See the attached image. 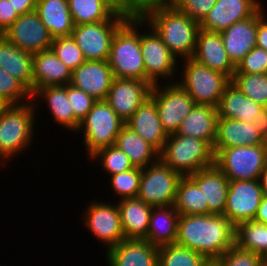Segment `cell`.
I'll return each instance as SVG.
<instances>
[{
    "mask_svg": "<svg viewBox=\"0 0 267 266\" xmlns=\"http://www.w3.org/2000/svg\"><path fill=\"white\" fill-rule=\"evenodd\" d=\"M125 124L151 144L158 152L168 138L159 118L155 100L148 97Z\"/></svg>",
    "mask_w": 267,
    "mask_h": 266,
    "instance_id": "d4e9b609",
    "label": "cell"
},
{
    "mask_svg": "<svg viewBox=\"0 0 267 266\" xmlns=\"http://www.w3.org/2000/svg\"><path fill=\"white\" fill-rule=\"evenodd\" d=\"M217 0H171L180 12L187 14L199 24L207 16Z\"/></svg>",
    "mask_w": 267,
    "mask_h": 266,
    "instance_id": "f6af8a7d",
    "label": "cell"
},
{
    "mask_svg": "<svg viewBox=\"0 0 267 266\" xmlns=\"http://www.w3.org/2000/svg\"><path fill=\"white\" fill-rule=\"evenodd\" d=\"M125 6L137 17L141 18L148 11L166 5L171 0H124Z\"/></svg>",
    "mask_w": 267,
    "mask_h": 266,
    "instance_id": "7dc6e473",
    "label": "cell"
},
{
    "mask_svg": "<svg viewBox=\"0 0 267 266\" xmlns=\"http://www.w3.org/2000/svg\"><path fill=\"white\" fill-rule=\"evenodd\" d=\"M72 71L50 49L33 54V93L45 86L68 85Z\"/></svg>",
    "mask_w": 267,
    "mask_h": 266,
    "instance_id": "484cf974",
    "label": "cell"
},
{
    "mask_svg": "<svg viewBox=\"0 0 267 266\" xmlns=\"http://www.w3.org/2000/svg\"><path fill=\"white\" fill-rule=\"evenodd\" d=\"M214 164L230 181L259 180L267 164V145L237 146L219 150Z\"/></svg>",
    "mask_w": 267,
    "mask_h": 266,
    "instance_id": "9c48e42d",
    "label": "cell"
},
{
    "mask_svg": "<svg viewBox=\"0 0 267 266\" xmlns=\"http://www.w3.org/2000/svg\"><path fill=\"white\" fill-rule=\"evenodd\" d=\"M126 21H101L76 25L71 33L87 61H108L116 31Z\"/></svg>",
    "mask_w": 267,
    "mask_h": 266,
    "instance_id": "4fadbf2b",
    "label": "cell"
},
{
    "mask_svg": "<svg viewBox=\"0 0 267 266\" xmlns=\"http://www.w3.org/2000/svg\"><path fill=\"white\" fill-rule=\"evenodd\" d=\"M203 191L208 214L224 215L230 180L214 164L189 176Z\"/></svg>",
    "mask_w": 267,
    "mask_h": 266,
    "instance_id": "603a6c76",
    "label": "cell"
},
{
    "mask_svg": "<svg viewBox=\"0 0 267 266\" xmlns=\"http://www.w3.org/2000/svg\"><path fill=\"white\" fill-rule=\"evenodd\" d=\"M115 15L127 20L137 18L126 6L124 0H101Z\"/></svg>",
    "mask_w": 267,
    "mask_h": 266,
    "instance_id": "f907efd6",
    "label": "cell"
},
{
    "mask_svg": "<svg viewBox=\"0 0 267 266\" xmlns=\"http://www.w3.org/2000/svg\"><path fill=\"white\" fill-rule=\"evenodd\" d=\"M0 67L19 80L33 94V54L0 35Z\"/></svg>",
    "mask_w": 267,
    "mask_h": 266,
    "instance_id": "4316f807",
    "label": "cell"
},
{
    "mask_svg": "<svg viewBox=\"0 0 267 266\" xmlns=\"http://www.w3.org/2000/svg\"><path fill=\"white\" fill-rule=\"evenodd\" d=\"M67 97L73 109L74 116L81 122L92 109L94 103L97 101L92 96L88 95L82 90L73 87L71 84L67 85Z\"/></svg>",
    "mask_w": 267,
    "mask_h": 266,
    "instance_id": "bcb514c9",
    "label": "cell"
},
{
    "mask_svg": "<svg viewBox=\"0 0 267 266\" xmlns=\"http://www.w3.org/2000/svg\"><path fill=\"white\" fill-rule=\"evenodd\" d=\"M14 10L19 15L27 14L36 10L37 0H9Z\"/></svg>",
    "mask_w": 267,
    "mask_h": 266,
    "instance_id": "816d5d0a",
    "label": "cell"
},
{
    "mask_svg": "<svg viewBox=\"0 0 267 266\" xmlns=\"http://www.w3.org/2000/svg\"><path fill=\"white\" fill-rule=\"evenodd\" d=\"M140 48L147 82L152 85L161 84L162 81V83L177 82L174 76L177 74L176 72L179 71L178 73H180L181 71L177 65L179 60L142 18H140ZM162 78L163 80L161 81Z\"/></svg>",
    "mask_w": 267,
    "mask_h": 266,
    "instance_id": "ba28073f",
    "label": "cell"
},
{
    "mask_svg": "<svg viewBox=\"0 0 267 266\" xmlns=\"http://www.w3.org/2000/svg\"><path fill=\"white\" fill-rule=\"evenodd\" d=\"M231 82L248 98L267 107V73H234Z\"/></svg>",
    "mask_w": 267,
    "mask_h": 266,
    "instance_id": "74e56055",
    "label": "cell"
},
{
    "mask_svg": "<svg viewBox=\"0 0 267 266\" xmlns=\"http://www.w3.org/2000/svg\"><path fill=\"white\" fill-rule=\"evenodd\" d=\"M203 255L177 243L158 247V266H210Z\"/></svg>",
    "mask_w": 267,
    "mask_h": 266,
    "instance_id": "8d00e7d4",
    "label": "cell"
},
{
    "mask_svg": "<svg viewBox=\"0 0 267 266\" xmlns=\"http://www.w3.org/2000/svg\"><path fill=\"white\" fill-rule=\"evenodd\" d=\"M50 49L72 72L86 61L72 36L53 38Z\"/></svg>",
    "mask_w": 267,
    "mask_h": 266,
    "instance_id": "60d3db41",
    "label": "cell"
},
{
    "mask_svg": "<svg viewBox=\"0 0 267 266\" xmlns=\"http://www.w3.org/2000/svg\"><path fill=\"white\" fill-rule=\"evenodd\" d=\"M105 254L108 266H158V247L145 239H124Z\"/></svg>",
    "mask_w": 267,
    "mask_h": 266,
    "instance_id": "7402d4cb",
    "label": "cell"
},
{
    "mask_svg": "<svg viewBox=\"0 0 267 266\" xmlns=\"http://www.w3.org/2000/svg\"><path fill=\"white\" fill-rule=\"evenodd\" d=\"M117 206L125 239H145L153 207L138 197L121 199Z\"/></svg>",
    "mask_w": 267,
    "mask_h": 266,
    "instance_id": "f1b7e54d",
    "label": "cell"
},
{
    "mask_svg": "<svg viewBox=\"0 0 267 266\" xmlns=\"http://www.w3.org/2000/svg\"><path fill=\"white\" fill-rule=\"evenodd\" d=\"M20 15L14 10L11 1L0 0V35L3 34Z\"/></svg>",
    "mask_w": 267,
    "mask_h": 266,
    "instance_id": "c3c4849f",
    "label": "cell"
},
{
    "mask_svg": "<svg viewBox=\"0 0 267 266\" xmlns=\"http://www.w3.org/2000/svg\"><path fill=\"white\" fill-rule=\"evenodd\" d=\"M192 58L198 63L222 73L230 80L234 76L236 66L232 63L225 50L220 33L199 29Z\"/></svg>",
    "mask_w": 267,
    "mask_h": 266,
    "instance_id": "ac0fdd59",
    "label": "cell"
},
{
    "mask_svg": "<svg viewBox=\"0 0 267 266\" xmlns=\"http://www.w3.org/2000/svg\"><path fill=\"white\" fill-rule=\"evenodd\" d=\"M263 108L230 82L220 99L217 112L218 118H229L249 123L257 118Z\"/></svg>",
    "mask_w": 267,
    "mask_h": 266,
    "instance_id": "4dcf8cb0",
    "label": "cell"
},
{
    "mask_svg": "<svg viewBox=\"0 0 267 266\" xmlns=\"http://www.w3.org/2000/svg\"><path fill=\"white\" fill-rule=\"evenodd\" d=\"M176 243L213 262L235 245V225L225 215H180Z\"/></svg>",
    "mask_w": 267,
    "mask_h": 266,
    "instance_id": "6da1fadb",
    "label": "cell"
},
{
    "mask_svg": "<svg viewBox=\"0 0 267 266\" xmlns=\"http://www.w3.org/2000/svg\"><path fill=\"white\" fill-rule=\"evenodd\" d=\"M114 79L108 61H85L72 72L71 85L92 96L105 100Z\"/></svg>",
    "mask_w": 267,
    "mask_h": 266,
    "instance_id": "d6986e66",
    "label": "cell"
},
{
    "mask_svg": "<svg viewBox=\"0 0 267 266\" xmlns=\"http://www.w3.org/2000/svg\"><path fill=\"white\" fill-rule=\"evenodd\" d=\"M235 245L261 256L267 250V225L254 220L237 224Z\"/></svg>",
    "mask_w": 267,
    "mask_h": 266,
    "instance_id": "d590c367",
    "label": "cell"
},
{
    "mask_svg": "<svg viewBox=\"0 0 267 266\" xmlns=\"http://www.w3.org/2000/svg\"><path fill=\"white\" fill-rule=\"evenodd\" d=\"M179 217L174 205L153 207L145 240L157 247L175 244Z\"/></svg>",
    "mask_w": 267,
    "mask_h": 266,
    "instance_id": "f546056e",
    "label": "cell"
},
{
    "mask_svg": "<svg viewBox=\"0 0 267 266\" xmlns=\"http://www.w3.org/2000/svg\"><path fill=\"white\" fill-rule=\"evenodd\" d=\"M267 145V140L254 127L253 122H243L229 118H218L214 155L222 149L237 146Z\"/></svg>",
    "mask_w": 267,
    "mask_h": 266,
    "instance_id": "44dd1931",
    "label": "cell"
},
{
    "mask_svg": "<svg viewBox=\"0 0 267 266\" xmlns=\"http://www.w3.org/2000/svg\"><path fill=\"white\" fill-rule=\"evenodd\" d=\"M32 101L21 105H9L0 115V164L7 165L24 151H28L35 139V119L38 117ZM9 161V162H8Z\"/></svg>",
    "mask_w": 267,
    "mask_h": 266,
    "instance_id": "3957f363",
    "label": "cell"
},
{
    "mask_svg": "<svg viewBox=\"0 0 267 266\" xmlns=\"http://www.w3.org/2000/svg\"><path fill=\"white\" fill-rule=\"evenodd\" d=\"M36 110L40 106V101L46 103L52 119L65 130L77 133L80 121L74 116L70 101L67 97V85L45 86L37 89L31 95Z\"/></svg>",
    "mask_w": 267,
    "mask_h": 266,
    "instance_id": "ffe728a7",
    "label": "cell"
},
{
    "mask_svg": "<svg viewBox=\"0 0 267 266\" xmlns=\"http://www.w3.org/2000/svg\"><path fill=\"white\" fill-rule=\"evenodd\" d=\"M159 159L181 176H190L214 165L213 148L202 139L169 134Z\"/></svg>",
    "mask_w": 267,
    "mask_h": 266,
    "instance_id": "5b68a950",
    "label": "cell"
},
{
    "mask_svg": "<svg viewBox=\"0 0 267 266\" xmlns=\"http://www.w3.org/2000/svg\"><path fill=\"white\" fill-rule=\"evenodd\" d=\"M174 207L179 215L208 214L203 191L189 176H182L179 180Z\"/></svg>",
    "mask_w": 267,
    "mask_h": 266,
    "instance_id": "836d02e7",
    "label": "cell"
},
{
    "mask_svg": "<svg viewBox=\"0 0 267 266\" xmlns=\"http://www.w3.org/2000/svg\"><path fill=\"white\" fill-rule=\"evenodd\" d=\"M254 127L267 140V107H264L260 114L253 121Z\"/></svg>",
    "mask_w": 267,
    "mask_h": 266,
    "instance_id": "f5cc1de1",
    "label": "cell"
},
{
    "mask_svg": "<svg viewBox=\"0 0 267 266\" xmlns=\"http://www.w3.org/2000/svg\"><path fill=\"white\" fill-rule=\"evenodd\" d=\"M235 73H267V51L255 46L238 63Z\"/></svg>",
    "mask_w": 267,
    "mask_h": 266,
    "instance_id": "ee69618b",
    "label": "cell"
},
{
    "mask_svg": "<svg viewBox=\"0 0 267 266\" xmlns=\"http://www.w3.org/2000/svg\"><path fill=\"white\" fill-rule=\"evenodd\" d=\"M181 175L160 159L142 168L137 197L152 207L174 205Z\"/></svg>",
    "mask_w": 267,
    "mask_h": 266,
    "instance_id": "30bf717a",
    "label": "cell"
},
{
    "mask_svg": "<svg viewBox=\"0 0 267 266\" xmlns=\"http://www.w3.org/2000/svg\"><path fill=\"white\" fill-rule=\"evenodd\" d=\"M0 98L9 105H21L31 101V93L19 80L0 67Z\"/></svg>",
    "mask_w": 267,
    "mask_h": 266,
    "instance_id": "b9f144b4",
    "label": "cell"
},
{
    "mask_svg": "<svg viewBox=\"0 0 267 266\" xmlns=\"http://www.w3.org/2000/svg\"><path fill=\"white\" fill-rule=\"evenodd\" d=\"M256 46L267 51V9L257 17Z\"/></svg>",
    "mask_w": 267,
    "mask_h": 266,
    "instance_id": "681fc988",
    "label": "cell"
},
{
    "mask_svg": "<svg viewBox=\"0 0 267 266\" xmlns=\"http://www.w3.org/2000/svg\"><path fill=\"white\" fill-rule=\"evenodd\" d=\"M183 64L179 85L192 97L196 104L217 108L226 86L231 80L218 71L198 63L193 58L181 60Z\"/></svg>",
    "mask_w": 267,
    "mask_h": 266,
    "instance_id": "8992f818",
    "label": "cell"
},
{
    "mask_svg": "<svg viewBox=\"0 0 267 266\" xmlns=\"http://www.w3.org/2000/svg\"><path fill=\"white\" fill-rule=\"evenodd\" d=\"M125 125L123 121L105 100H98L81 121L79 131H82L83 146L87 158L97 150L115 145L116 137Z\"/></svg>",
    "mask_w": 267,
    "mask_h": 266,
    "instance_id": "52a82bcc",
    "label": "cell"
},
{
    "mask_svg": "<svg viewBox=\"0 0 267 266\" xmlns=\"http://www.w3.org/2000/svg\"><path fill=\"white\" fill-rule=\"evenodd\" d=\"M68 6L75 26L101 21H127L115 15L101 0H68Z\"/></svg>",
    "mask_w": 267,
    "mask_h": 266,
    "instance_id": "e575fe53",
    "label": "cell"
},
{
    "mask_svg": "<svg viewBox=\"0 0 267 266\" xmlns=\"http://www.w3.org/2000/svg\"><path fill=\"white\" fill-rule=\"evenodd\" d=\"M218 112L210 105L196 104L182 121L177 134L205 140L212 148L216 139Z\"/></svg>",
    "mask_w": 267,
    "mask_h": 266,
    "instance_id": "83f0119b",
    "label": "cell"
},
{
    "mask_svg": "<svg viewBox=\"0 0 267 266\" xmlns=\"http://www.w3.org/2000/svg\"><path fill=\"white\" fill-rule=\"evenodd\" d=\"M213 266H263L257 253L243 250L233 245L220 258L211 262Z\"/></svg>",
    "mask_w": 267,
    "mask_h": 266,
    "instance_id": "7bdbcfd3",
    "label": "cell"
},
{
    "mask_svg": "<svg viewBox=\"0 0 267 266\" xmlns=\"http://www.w3.org/2000/svg\"><path fill=\"white\" fill-rule=\"evenodd\" d=\"M1 35L31 54L50 50L53 41L36 11L20 15Z\"/></svg>",
    "mask_w": 267,
    "mask_h": 266,
    "instance_id": "5bb4252c",
    "label": "cell"
},
{
    "mask_svg": "<svg viewBox=\"0 0 267 266\" xmlns=\"http://www.w3.org/2000/svg\"><path fill=\"white\" fill-rule=\"evenodd\" d=\"M263 196L259 180L230 181L224 215L235 226L254 220Z\"/></svg>",
    "mask_w": 267,
    "mask_h": 266,
    "instance_id": "9a60e30c",
    "label": "cell"
},
{
    "mask_svg": "<svg viewBox=\"0 0 267 266\" xmlns=\"http://www.w3.org/2000/svg\"><path fill=\"white\" fill-rule=\"evenodd\" d=\"M91 161H97L101 165V170L107 177L134 168L128 156L116 145L108 146L97 150L89 157Z\"/></svg>",
    "mask_w": 267,
    "mask_h": 266,
    "instance_id": "f35d334b",
    "label": "cell"
},
{
    "mask_svg": "<svg viewBox=\"0 0 267 266\" xmlns=\"http://www.w3.org/2000/svg\"><path fill=\"white\" fill-rule=\"evenodd\" d=\"M116 78L146 81L140 48V18L127 20L115 33L108 58Z\"/></svg>",
    "mask_w": 267,
    "mask_h": 266,
    "instance_id": "277c9868",
    "label": "cell"
},
{
    "mask_svg": "<svg viewBox=\"0 0 267 266\" xmlns=\"http://www.w3.org/2000/svg\"><path fill=\"white\" fill-rule=\"evenodd\" d=\"M260 0H217L200 23V29L220 33L232 24L253 16L264 3Z\"/></svg>",
    "mask_w": 267,
    "mask_h": 266,
    "instance_id": "e0dca14e",
    "label": "cell"
},
{
    "mask_svg": "<svg viewBox=\"0 0 267 266\" xmlns=\"http://www.w3.org/2000/svg\"><path fill=\"white\" fill-rule=\"evenodd\" d=\"M115 145L128 156L134 167L146 168L159 159V152L126 124L117 135Z\"/></svg>",
    "mask_w": 267,
    "mask_h": 266,
    "instance_id": "d6a6232c",
    "label": "cell"
},
{
    "mask_svg": "<svg viewBox=\"0 0 267 266\" xmlns=\"http://www.w3.org/2000/svg\"><path fill=\"white\" fill-rule=\"evenodd\" d=\"M142 168L134 167L130 170L109 176L108 180L114 196L118 200L136 198L139 191Z\"/></svg>",
    "mask_w": 267,
    "mask_h": 266,
    "instance_id": "ab89813d",
    "label": "cell"
},
{
    "mask_svg": "<svg viewBox=\"0 0 267 266\" xmlns=\"http://www.w3.org/2000/svg\"><path fill=\"white\" fill-rule=\"evenodd\" d=\"M259 183L263 190V194L267 196V164L262 170V172L260 173Z\"/></svg>",
    "mask_w": 267,
    "mask_h": 266,
    "instance_id": "11a10c76",
    "label": "cell"
},
{
    "mask_svg": "<svg viewBox=\"0 0 267 266\" xmlns=\"http://www.w3.org/2000/svg\"><path fill=\"white\" fill-rule=\"evenodd\" d=\"M265 8L262 6L253 16L238 21L220 32L225 50L235 66L256 46L257 17Z\"/></svg>",
    "mask_w": 267,
    "mask_h": 266,
    "instance_id": "cb8c5ba5",
    "label": "cell"
},
{
    "mask_svg": "<svg viewBox=\"0 0 267 266\" xmlns=\"http://www.w3.org/2000/svg\"><path fill=\"white\" fill-rule=\"evenodd\" d=\"M160 85H153L150 96L155 100L160 121L169 135L178 131L196 103L178 82Z\"/></svg>",
    "mask_w": 267,
    "mask_h": 266,
    "instance_id": "8fae6325",
    "label": "cell"
},
{
    "mask_svg": "<svg viewBox=\"0 0 267 266\" xmlns=\"http://www.w3.org/2000/svg\"><path fill=\"white\" fill-rule=\"evenodd\" d=\"M141 18L179 61L193 57L200 29L197 21L180 12L171 3L154 8Z\"/></svg>",
    "mask_w": 267,
    "mask_h": 266,
    "instance_id": "7a4b0ae2",
    "label": "cell"
},
{
    "mask_svg": "<svg viewBox=\"0 0 267 266\" xmlns=\"http://www.w3.org/2000/svg\"><path fill=\"white\" fill-rule=\"evenodd\" d=\"M263 266H267V250L261 255Z\"/></svg>",
    "mask_w": 267,
    "mask_h": 266,
    "instance_id": "6f0895ef",
    "label": "cell"
},
{
    "mask_svg": "<svg viewBox=\"0 0 267 266\" xmlns=\"http://www.w3.org/2000/svg\"><path fill=\"white\" fill-rule=\"evenodd\" d=\"M9 106L8 103H6L2 98H0V115L3 113V111Z\"/></svg>",
    "mask_w": 267,
    "mask_h": 266,
    "instance_id": "9f6ffc18",
    "label": "cell"
},
{
    "mask_svg": "<svg viewBox=\"0 0 267 266\" xmlns=\"http://www.w3.org/2000/svg\"><path fill=\"white\" fill-rule=\"evenodd\" d=\"M89 201L82 213L84 227L96 238L98 243L105 245V250L117 245L125 239L117 203L102 200Z\"/></svg>",
    "mask_w": 267,
    "mask_h": 266,
    "instance_id": "7c38bea8",
    "label": "cell"
},
{
    "mask_svg": "<svg viewBox=\"0 0 267 266\" xmlns=\"http://www.w3.org/2000/svg\"><path fill=\"white\" fill-rule=\"evenodd\" d=\"M152 87L144 80L114 77L105 101L126 122L150 97Z\"/></svg>",
    "mask_w": 267,
    "mask_h": 266,
    "instance_id": "2e32d148",
    "label": "cell"
},
{
    "mask_svg": "<svg viewBox=\"0 0 267 266\" xmlns=\"http://www.w3.org/2000/svg\"><path fill=\"white\" fill-rule=\"evenodd\" d=\"M35 11L53 38L71 36L75 24L68 0H37Z\"/></svg>",
    "mask_w": 267,
    "mask_h": 266,
    "instance_id": "1f68e13d",
    "label": "cell"
},
{
    "mask_svg": "<svg viewBox=\"0 0 267 266\" xmlns=\"http://www.w3.org/2000/svg\"><path fill=\"white\" fill-rule=\"evenodd\" d=\"M254 221L267 225V196L265 195L261 199Z\"/></svg>",
    "mask_w": 267,
    "mask_h": 266,
    "instance_id": "db71d44e",
    "label": "cell"
}]
</instances>
